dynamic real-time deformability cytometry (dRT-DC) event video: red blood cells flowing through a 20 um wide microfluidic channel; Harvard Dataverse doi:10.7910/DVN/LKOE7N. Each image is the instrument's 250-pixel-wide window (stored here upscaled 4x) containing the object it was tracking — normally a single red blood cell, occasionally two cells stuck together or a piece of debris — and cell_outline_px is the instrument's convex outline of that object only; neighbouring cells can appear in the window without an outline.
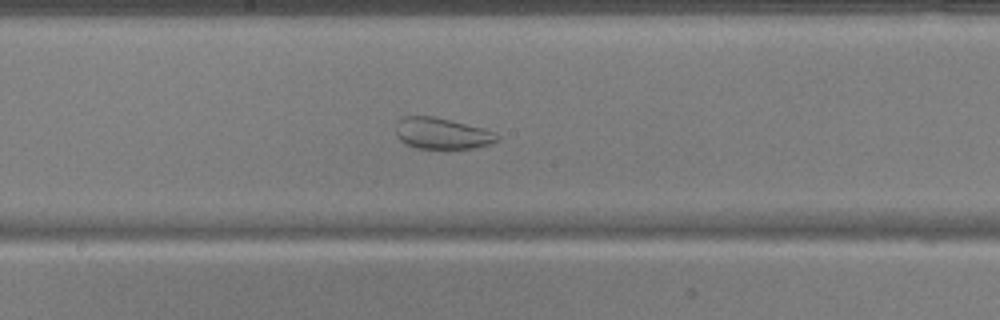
{"species": "common noctule bat (a hibernating species)", "species_latin": "Nyctalus noctula", "temperature_condition": "warm", "stored_images_in_passage": 54, "camera_frame_rate_fps": 3000, "um_per_image_px": 0.085, "animal": {"sex": "male", "body_mass_g": 17.9, "forearm_length_mm": 54.2}, "frame": {"image": 1, "passage_image": 30, "time_ms": 9.667, "image_size_px": [1000, 320], "cell_outline_px": [[500, 140], [476, 148], [416, 148], [404, 144], [396, 136], [396, 124], [404, 116], [432, 116], [484, 128], [496, 132], [500, 136]], "centroid_in_image_um": [37.58, 11.35], "position_along_channel_um": 210.6, "area_um2": 18.5}}
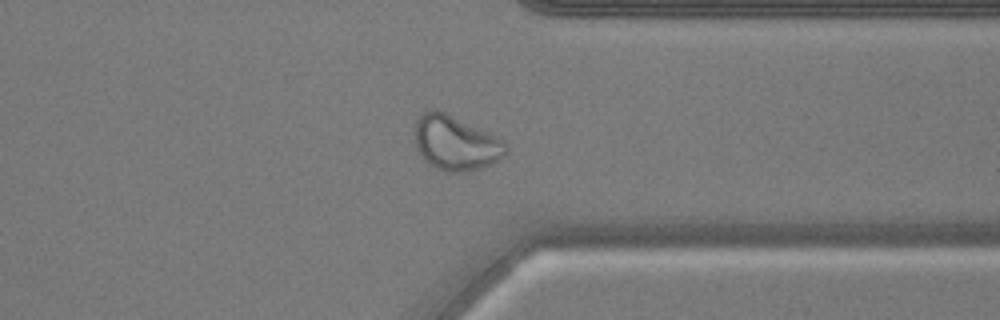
{"frame": {"image": 2, "passage_image": 43, "time_ms": 14.0, "image_size_px": [1000, 320], "cell_outline_px": [[508, 152], [504, 156], [484, 168], [464, 172], [448, 172], [436, 168], [424, 160], [416, 148], [416, 116], [428, 108], [440, 108], [504, 140], [508, 148]], "centroid_in_image_um": [38.72, 12.12], "position_along_channel_um": 372.7, "area_um2": 29.59}}
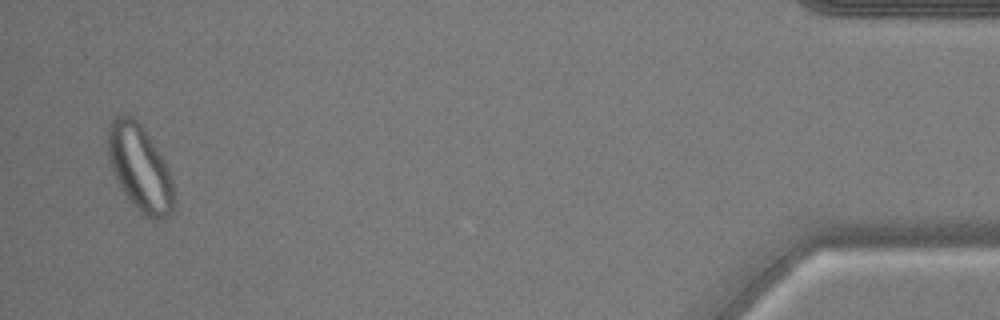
{"frame": {"image": 3, "passage_image": 53, "time_ms": 17.333, "image_size_px": [1000, 320], "cell_outline_px": [[172, 212], [164, 220], [156, 220], [144, 216], [132, 204], [116, 180], [112, 172], [108, 160], [108, 124], [120, 112], [124, 112], [132, 116], [140, 124], [164, 160], [168, 168], [172, 180]], "centroid_in_image_um": [11.85, 14.26], "position_along_channel_um": 423.4, "area_um2": 33.0}}